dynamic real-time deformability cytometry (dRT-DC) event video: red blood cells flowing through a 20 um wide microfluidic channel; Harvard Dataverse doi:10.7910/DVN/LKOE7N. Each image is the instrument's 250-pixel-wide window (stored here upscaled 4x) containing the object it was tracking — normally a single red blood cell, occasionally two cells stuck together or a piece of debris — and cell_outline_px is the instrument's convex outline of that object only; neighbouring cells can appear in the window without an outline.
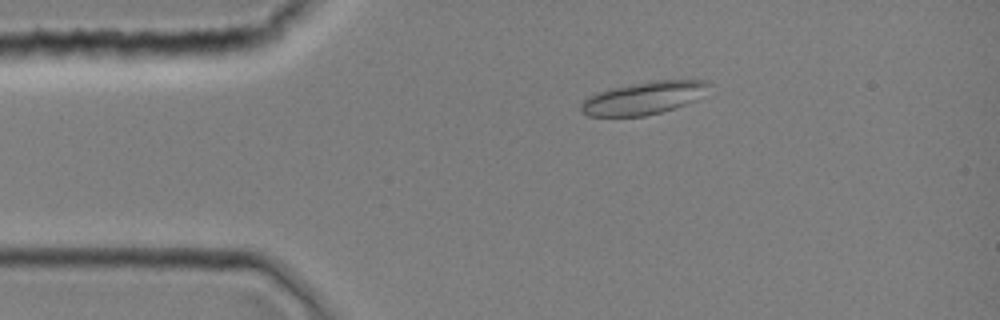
{"species": "common noctule bat (a hibernating species)", "species_latin": "Nyctalus noctula", "temperature_condition": "room temperature", "stored_images_in_passage": 11, "camera_frame_rate_fps": 3000, "um_per_image_px": 0.085, "animal": {"sex": "female", "body_mass_g": 19.0, "forearm_length_mm": 51.5}, "frame": {"image": 1, "passage_image": 7, "time_ms": 2.0, "image_size_px": [1000, 320], "cell_outline_px": [[712, 84], [696, 100], [660, 112], [644, 116], [588, 116], [580, 108], [580, 104], [588, 96], [596, 92], [608, 88], [652, 80], [708, 80]], "centroid_in_image_um": [54.69, 8.31], "position_along_channel_um": 30.3, "area_um2": 24.33}}